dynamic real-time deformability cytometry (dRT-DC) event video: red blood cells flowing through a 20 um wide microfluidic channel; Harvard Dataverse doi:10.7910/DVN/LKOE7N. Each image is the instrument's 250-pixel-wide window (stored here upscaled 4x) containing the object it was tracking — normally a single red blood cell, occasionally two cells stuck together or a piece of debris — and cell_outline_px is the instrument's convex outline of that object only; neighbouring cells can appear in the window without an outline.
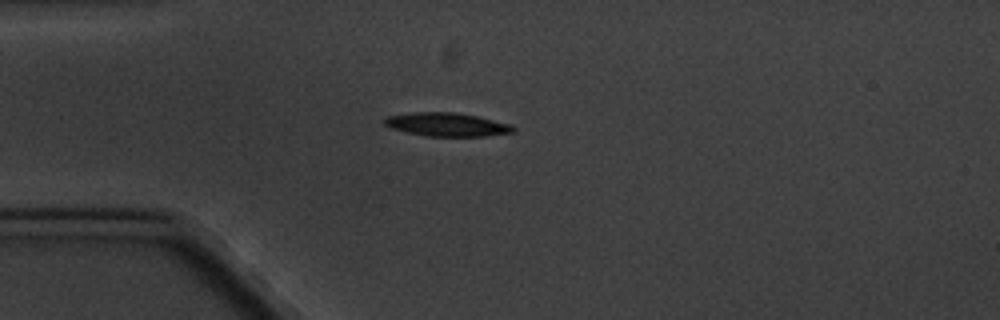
{"species": "common noctule bat (a hibernating species)", "species_latin": "Nyctalus noctula", "temperature_condition": "cold", "stored_images_in_passage": 9, "camera_frame_rate_fps": 3000, "um_per_image_px": 0.085, "animal": {"sex": "male", "body_mass_g": 20.1, "forearm_length_mm": 53.5}, "frame": {"image": 1, "passage_image": 4, "time_ms": 4.333, "image_size_px": [1000, 320], "cell_outline_px": [[516, 132], [484, 136], [428, 136], [408, 132], [392, 128], [384, 124], [384, 120], [388, 116], [412, 112], [456, 112], [476, 116], [512, 124], [516, 128]], "centroid_in_image_um": [38.04, 10.58], "position_along_channel_um": 47.0, "area_um2": 17.57}}